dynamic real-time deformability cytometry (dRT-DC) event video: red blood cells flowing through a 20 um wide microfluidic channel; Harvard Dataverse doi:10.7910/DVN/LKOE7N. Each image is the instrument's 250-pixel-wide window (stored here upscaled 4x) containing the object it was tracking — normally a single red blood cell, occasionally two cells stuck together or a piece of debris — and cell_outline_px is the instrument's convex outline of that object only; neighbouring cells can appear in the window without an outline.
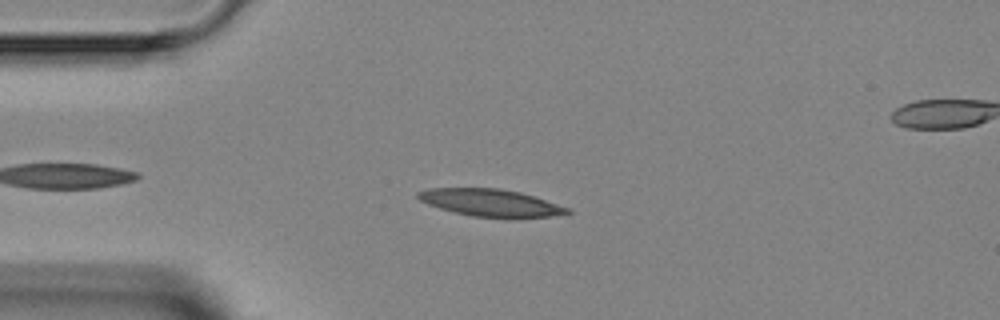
{"species": "Egyptian fruit bat (a non-hibernating species)", "species_latin": "Rousettus aegyptiacus", "temperature_condition": "room temperature", "stored_images_in_passage": 5, "camera_frame_rate_fps": 3000, "um_per_image_px": 0.085, "animal": {"sex": "female"}, "frame": {"image": 1, "passage_image": 1, "time_ms": 0.0, "image_size_px": [1000, 320], "cell_outline_px": [[572, 212], [552, 216], [512, 220], [472, 216], [440, 208], [428, 204], [420, 200], [416, 196], [416, 192], [428, 188], [500, 188], [520, 192], [568, 208]], "centroid_in_image_um": [41.7, 17.26], "position_along_channel_um": 43.3, "area_um2": 24.04}}
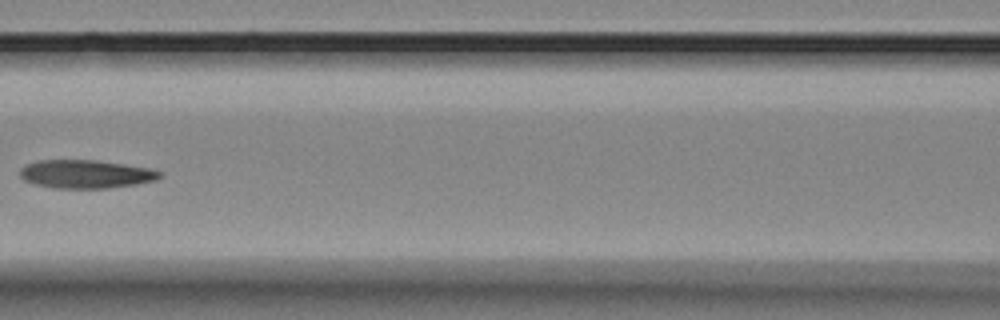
{"frame": {"image": 2, "passage_image": 4, "time_ms": 3.333, "image_size_px": [1000, 320], "cell_outline_px": [[160, 176], [156, 180], [136, 184], [108, 188], [52, 188], [36, 184], [24, 180], [20, 176], [20, 168], [36, 160], [96, 160], [124, 164], [148, 168], [160, 172]], "centroid_in_image_um": [7.25, 14.79], "position_along_channel_um": 159.3, "area_um2": 22.95}}
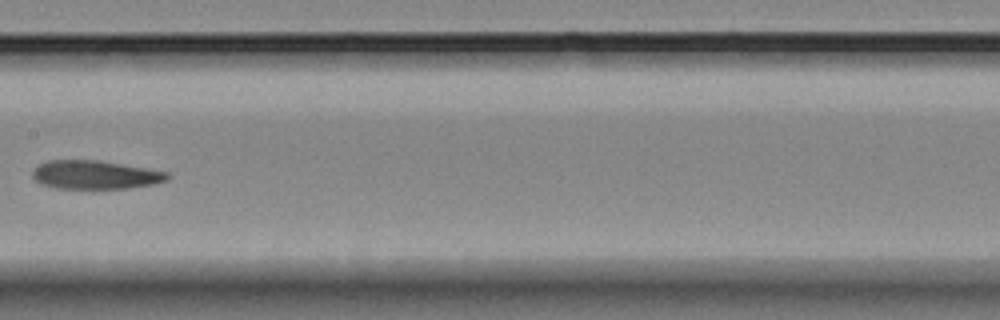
{"frame": {"image": 3, "passage_image": 5, "time_ms": 4.333, "image_size_px": [1000, 320], "cell_outline_px": [[168, 180], [152, 184], [128, 188], [56, 188], [40, 184], [32, 176], [32, 172], [40, 164], [48, 160], [100, 160], [168, 172]], "centroid_in_image_um": [8.07, 14.85], "position_along_channel_um": 199.3, "area_um2": 22.25}}